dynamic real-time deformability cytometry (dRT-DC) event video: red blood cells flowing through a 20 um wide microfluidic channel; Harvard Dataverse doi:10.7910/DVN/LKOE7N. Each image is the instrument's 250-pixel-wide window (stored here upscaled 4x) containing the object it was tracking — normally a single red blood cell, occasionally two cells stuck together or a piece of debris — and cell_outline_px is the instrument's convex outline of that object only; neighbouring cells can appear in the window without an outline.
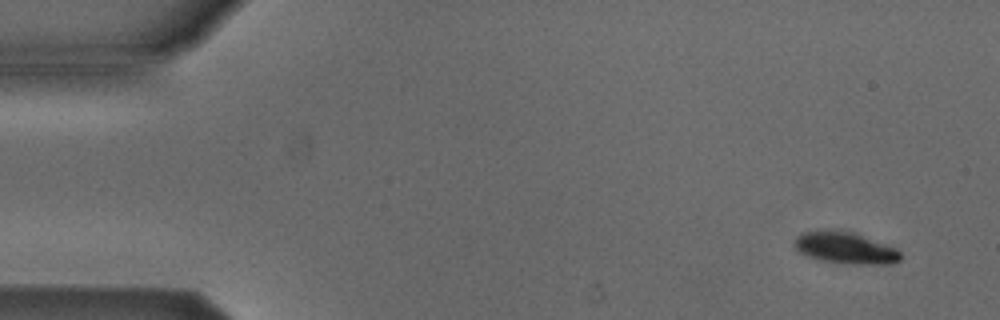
{"species": "Egyptian fruit bat (a non-hibernating species)", "species_latin": "Rousettus aegyptiacus", "temperature_condition": "cold", "stored_images_in_passage": 4, "camera_frame_rate_fps": 3000, "um_per_image_px": 0.085, "animal": {"sex": "male"}, "frame": {"image": 1, "passage_image": 1, "time_ms": 0.0, "image_size_px": [1000, 320], "cell_outline_px": [[900, 260], [888, 264], [852, 264], [820, 260], [804, 256], [796, 252], [792, 244], [796, 236], [804, 232], [852, 232], [896, 248], [900, 252]], "centroid_in_image_um": [71.8, 21.11], "position_along_channel_um": 13.2, "area_um2": 19.19}}